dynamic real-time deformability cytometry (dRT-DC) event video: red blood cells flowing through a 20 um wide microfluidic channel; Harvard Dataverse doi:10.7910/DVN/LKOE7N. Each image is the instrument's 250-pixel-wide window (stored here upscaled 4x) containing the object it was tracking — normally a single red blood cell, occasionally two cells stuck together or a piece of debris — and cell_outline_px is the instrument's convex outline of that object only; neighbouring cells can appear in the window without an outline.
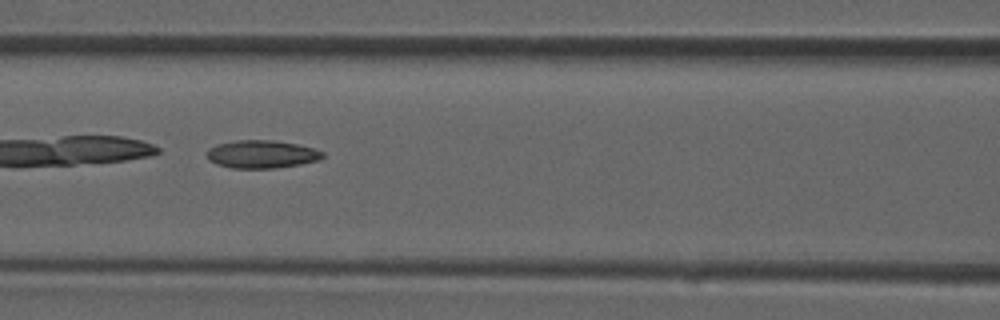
{"species": "common noctule bat (a hibernating species)", "species_latin": "Nyctalus noctula", "temperature_condition": "room temperature", "stored_images_in_passage": 38, "camera_frame_rate_fps": 3000, "um_per_image_px": 0.085, "animal": {"sex": "male", "forearm_length_mm": 52.5}, "frame": {"image": 1, "passage_image": 17, "time_ms": 5.333, "image_size_px": [1000, 320], "cell_outline_px": [[324, 156], [320, 160], [300, 164], [276, 168], [232, 168], [216, 164], [208, 160], [208, 148], [216, 144], [236, 140], [272, 140], [296, 144], [312, 148], [324, 152]], "centroid_in_image_um": [22.23, 13.11], "position_along_channel_um": 144.4, "area_um2": 18.84}}
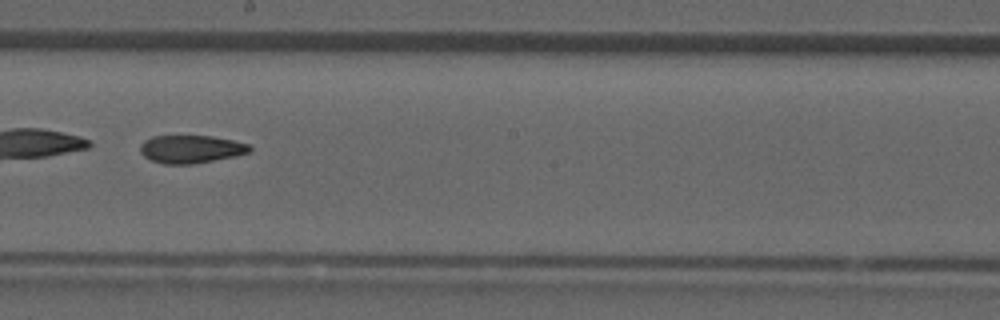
{"frame": {"image": 2, "passage_image": 22, "time_ms": 7.0, "image_size_px": [1000, 320], "cell_outline_px": [[252, 152], [236, 156], [192, 164], [164, 164], [152, 160], [144, 156], [140, 152], [140, 144], [144, 140], [152, 136], [212, 136], [232, 140], [248, 144], [252, 148]], "centroid_in_image_um": [16.24, 12.67], "position_along_channel_um": 232.0, "area_um2": 17.86}}